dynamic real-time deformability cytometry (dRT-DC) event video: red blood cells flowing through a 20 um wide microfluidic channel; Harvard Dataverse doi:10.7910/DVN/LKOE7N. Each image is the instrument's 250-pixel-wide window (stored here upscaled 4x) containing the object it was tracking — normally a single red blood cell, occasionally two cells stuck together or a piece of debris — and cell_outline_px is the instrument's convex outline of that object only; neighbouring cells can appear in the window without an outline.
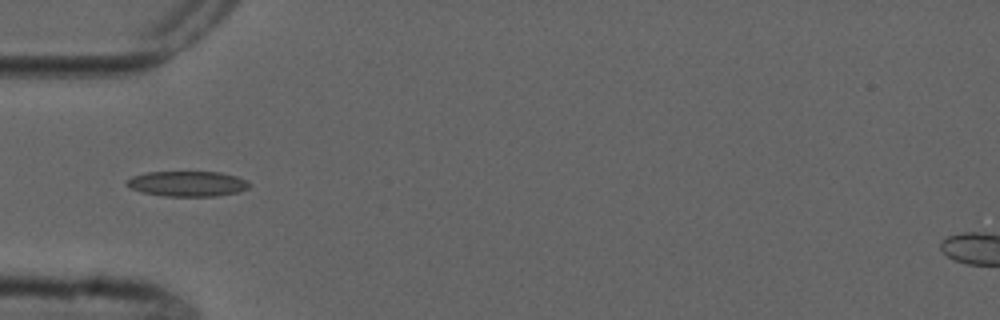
{"species": "common noctule bat (a hibernating species)", "species_latin": "Nyctalus noctula", "temperature_condition": "cold", "stored_images_in_passage": 10, "camera_frame_rate_fps": 3000, "um_per_image_px": 0.085, "animal": {"sex": "male", "forearm_length_mm": 52.5}, "frame": {"image": 1, "passage_image": 5, "time_ms": 4.667, "image_size_px": [1000, 320], "cell_outline_px": [[252, 184], [248, 188], [240, 192], [216, 196], [164, 196], [140, 192], [124, 184], [132, 176], [148, 172], [220, 172], [236, 176], [248, 180]], "centroid_in_image_um": [15.97, 15.62], "position_along_channel_um": 69.0, "area_um2": 18.21}}
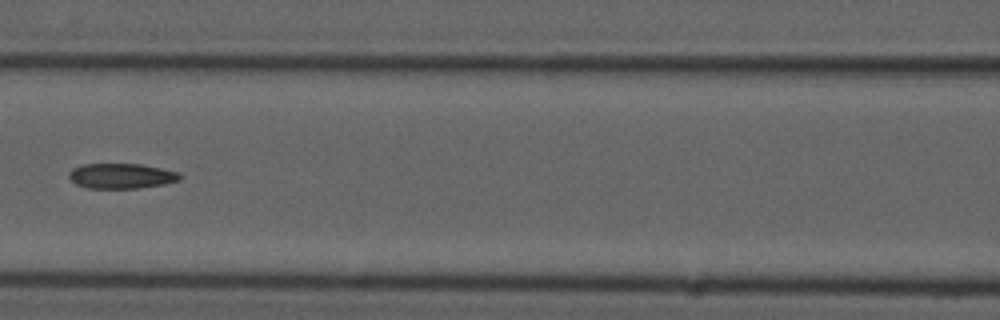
{"frame": {"image": 2, "passage_image": 7, "time_ms": 7.0, "image_size_px": [1000, 320], "cell_outline_px": [[184, 176], [180, 180], [164, 184], [140, 188], [88, 188], [76, 184], [68, 176], [68, 172], [72, 168], [84, 164], [140, 164], [180, 172]], "centroid_in_image_um": [10.34, 14.95], "position_along_channel_um": 156.3, "area_um2": 16.36}}
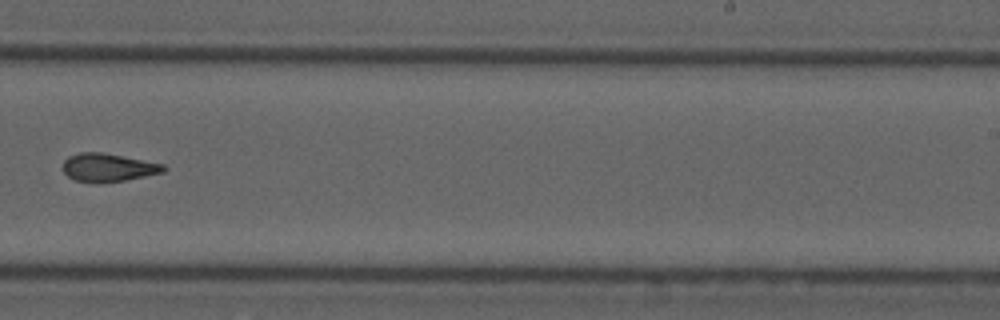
{"frame": {"image": 3, "passage_image": 10, "time_ms": 10.333, "image_size_px": [1000, 320], "cell_outline_px": [[168, 168], [164, 172], [124, 180], [76, 180], [68, 176], [64, 172], [64, 160], [68, 156], [80, 152], [100, 152], [164, 164]], "centroid_in_image_um": [9.22, 14.19], "position_along_channel_um": 279.8, "area_um2": 15.78}}